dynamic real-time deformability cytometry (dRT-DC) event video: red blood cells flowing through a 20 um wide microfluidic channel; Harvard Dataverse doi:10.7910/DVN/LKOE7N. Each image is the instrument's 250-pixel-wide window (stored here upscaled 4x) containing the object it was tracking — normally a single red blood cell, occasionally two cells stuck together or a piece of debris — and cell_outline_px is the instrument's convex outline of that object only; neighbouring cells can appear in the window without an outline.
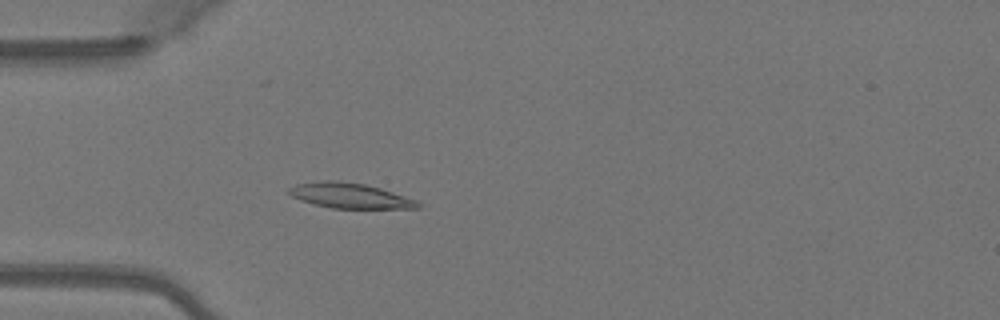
{"species": "Egyptian fruit bat (a non-hibernating species)", "species_latin": "Rousettus aegyptiacus", "temperature_condition": "warm", "stored_images_in_passage": 50, "camera_frame_rate_fps": 3000, "um_per_image_px": 0.085, "animal": {"sex": "female"}, "frame": {"image": 1, "passage_image": 15, "time_ms": 4.667, "image_size_px": [1000, 320], "cell_outline_px": [[424, 204], [420, 208], [332, 208], [312, 204], [300, 200], [292, 196], [288, 192], [288, 188], [296, 184], [324, 180], [340, 180], [364, 184], [380, 188], [416, 200]], "centroid_in_image_um": [29.73, 16.63], "position_along_channel_um": 55.3, "area_um2": 18.96}}
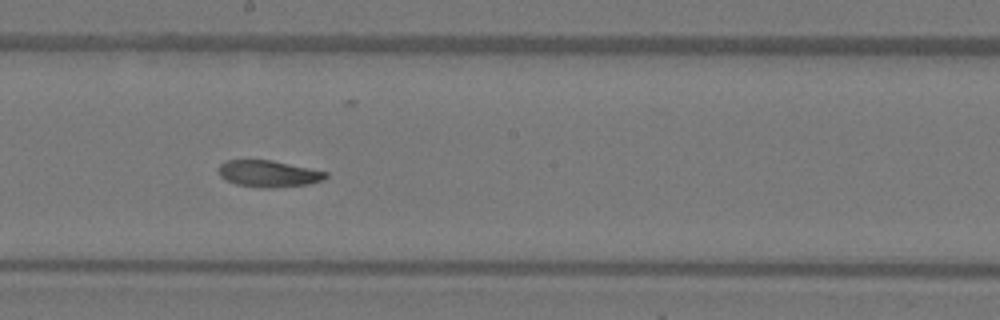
{"frame": {"image": 2, "passage_image": 28, "time_ms": 9.0, "image_size_px": [1000, 320], "cell_outline_px": [[328, 176], [324, 180], [308, 184], [272, 188], [260, 188], [236, 184], [220, 176], [220, 164], [228, 160], [272, 160], [328, 172]], "centroid_in_image_um": [22.87, 14.77], "position_along_channel_um": 225.3, "area_um2": 16.53}}
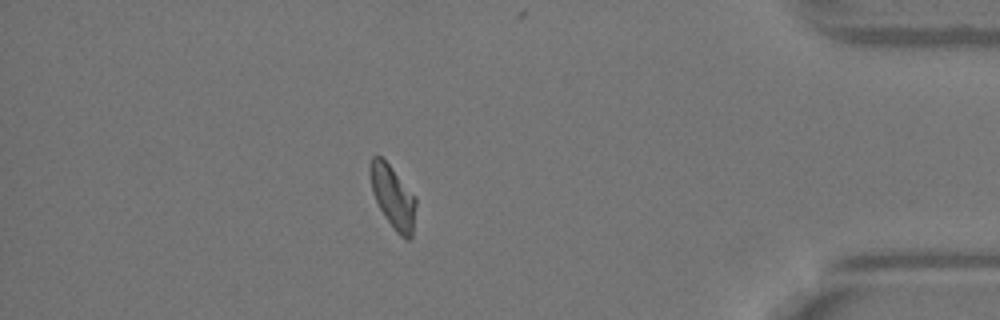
{"frame": {"image": 3, "passage_image": 44, "time_ms": 14.333, "image_size_px": [1000, 320], "cell_outline_px": [[416, 204], [412, 236], [408, 240], [404, 240], [396, 232], [384, 216], [372, 192], [368, 172], [368, 168], [372, 156], [380, 156], [392, 168], [416, 196]], "centroid_in_image_um": [33.39, 16.74], "position_along_channel_um": 401.8, "area_um2": 16.88}, "authors_computed_cell_mechanics": {"area_um2": 17.4556, "velocity_mm_per_s": 4.0805, "shape_relaxation_time_tau1_ms": 8.923, "shape_relaxation_time_tau2_ms": 5.8143, "deformation_change_tau1": 0.222, "deformation_change_tau2": 0.1121}}